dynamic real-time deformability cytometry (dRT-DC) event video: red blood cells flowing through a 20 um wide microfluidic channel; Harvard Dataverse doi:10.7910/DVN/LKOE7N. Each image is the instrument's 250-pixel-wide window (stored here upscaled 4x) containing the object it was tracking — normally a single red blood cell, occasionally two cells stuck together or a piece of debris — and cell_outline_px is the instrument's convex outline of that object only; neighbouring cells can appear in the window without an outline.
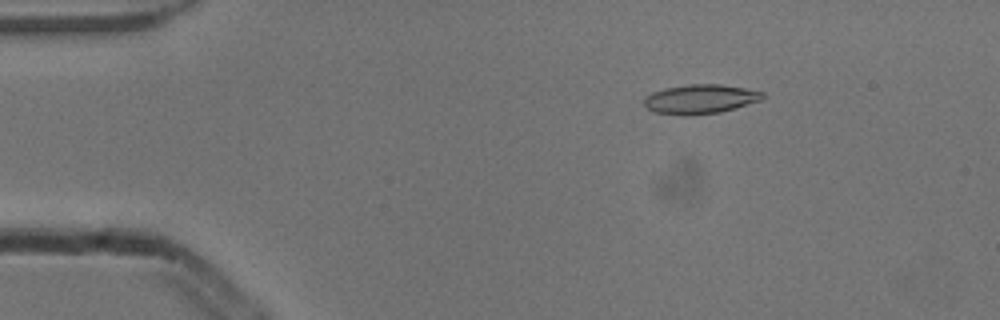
{"species": "common noctule bat (a hibernating species)", "species_latin": "Nyctalus noctula", "temperature_condition": "cold", "stored_images_in_passage": 48, "camera_frame_rate_fps": 3000, "um_per_image_px": 0.085, "animal": {"sex": "male", "body_mass_g": 13.3}, "frame": {"image": 1, "passage_image": 3, "time_ms": 0.667, "image_size_px": [1000, 320], "cell_outline_px": [[764, 96], [760, 100], [720, 112], [656, 112], [648, 108], [644, 104], [644, 100], [652, 92], [664, 88], [688, 84], [720, 84], [744, 88], [764, 92]], "centroid_in_image_um": [59.56, 8.36], "position_along_channel_um": 25.4, "area_um2": 19.07}}
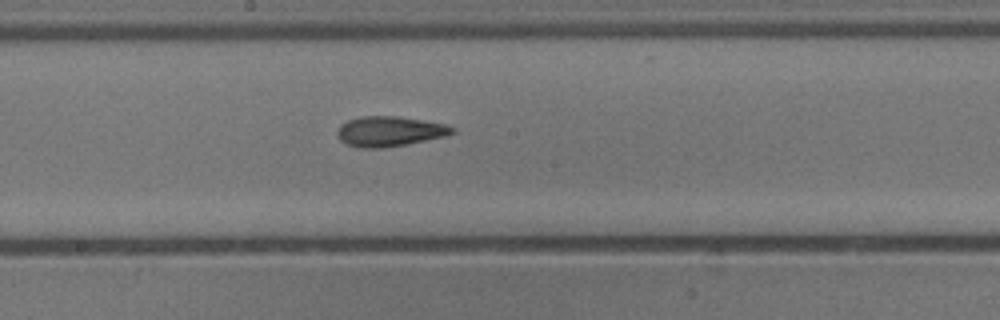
{"frame": {"image": 2, "passage_image": 23, "time_ms": 7.333, "image_size_px": [1000, 320], "cell_outline_px": [[456, 132], [444, 136], [384, 148], [360, 148], [348, 144], [340, 140], [336, 132], [340, 124], [348, 120], [360, 116], [396, 116], [448, 124], [456, 128]], "centroid_in_image_um": [33.11, 11.15], "position_along_channel_um": 215.1, "area_um2": 20.11}}
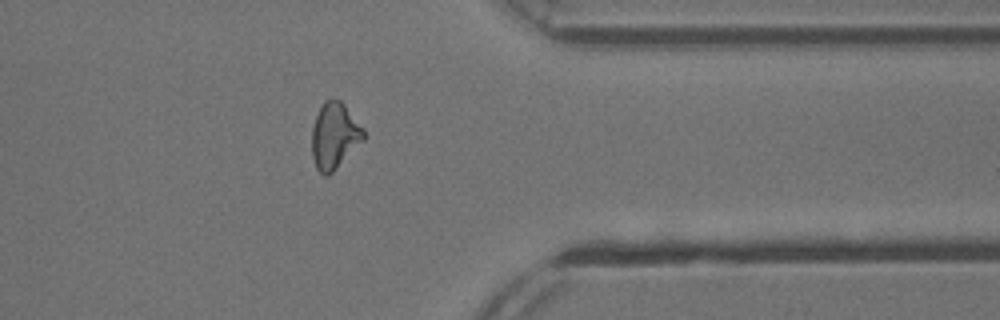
{"frame": {"image": 3, "passage_image": 37, "time_ms": 12.0, "image_size_px": [1000, 320], "cell_outline_px": [[364, 140], [328, 176], [324, 176], [316, 168], [312, 156], [312, 128], [316, 116], [324, 100], [340, 100], [344, 104], [364, 128]], "centroid_in_image_um": [28.43, 11.55], "position_along_channel_um": 383.0, "area_um2": 19.77}, "authors_computed_cell_mechanics": {"area_um2": 19.4208, "velocity_mm_per_s": 3.858, "shape_relaxation_time_tau1_ms": 8.1063, "shape_relaxation_time_tau2_ms": 3.7789, "deformation_change_tau1": 0.2256, "deformation_change_tau2": 0.1287}}